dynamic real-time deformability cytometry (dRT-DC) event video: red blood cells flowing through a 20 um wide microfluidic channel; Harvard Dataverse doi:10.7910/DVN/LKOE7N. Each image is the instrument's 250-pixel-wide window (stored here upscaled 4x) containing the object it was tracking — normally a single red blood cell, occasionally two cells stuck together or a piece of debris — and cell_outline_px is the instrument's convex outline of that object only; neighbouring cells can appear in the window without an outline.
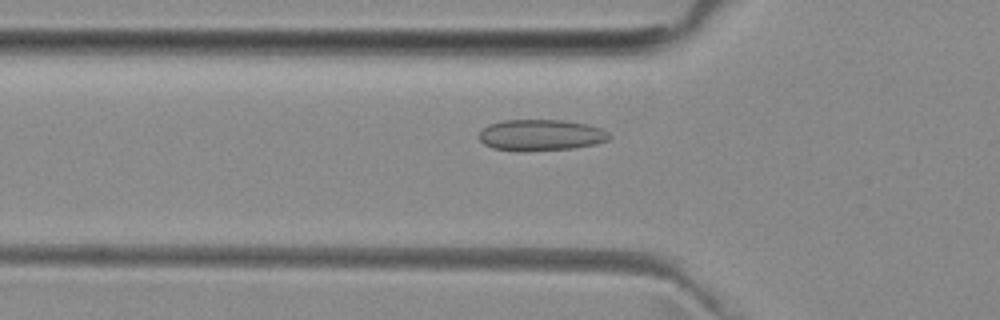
{"species": "common noctule bat (a hibernating species)", "species_latin": "Nyctalus noctula", "temperature_condition": "room temperature", "stored_images_in_passage": 31, "camera_frame_rate_fps": 3000, "um_per_image_px": 0.085, "animal": {"sex": "female", "body_mass_g": 29.2, "forearm_length_mm": 56.3}, "frame": {"image": 1, "passage_image": 17, "time_ms": 5.333, "image_size_px": [1000, 320], "cell_outline_px": [[612, 136], [608, 140], [596, 144], [572, 148], [524, 152], [520, 152], [492, 148], [484, 144], [480, 140], [480, 132], [488, 124], [500, 120], [564, 120], [588, 124], [600, 128], [608, 132]], "centroid_in_image_um": [45.97, 11.49], "position_along_channel_um": 79.8, "area_um2": 23.99}}
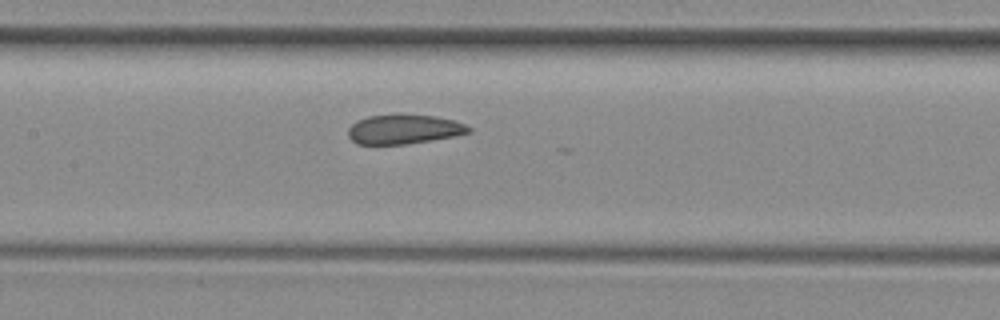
{"frame": {"image": 2, "passage_image": 24, "time_ms": 7.667, "image_size_px": [1000, 320], "cell_outline_px": [[472, 132], [456, 136], [408, 144], [356, 144], [348, 136], [348, 128], [356, 120], [368, 116], [392, 112], [400, 112], [436, 116], [456, 120], [472, 128]], "centroid_in_image_um": [34.34, 10.95], "position_along_channel_um": 173.1, "area_um2": 21.56}}
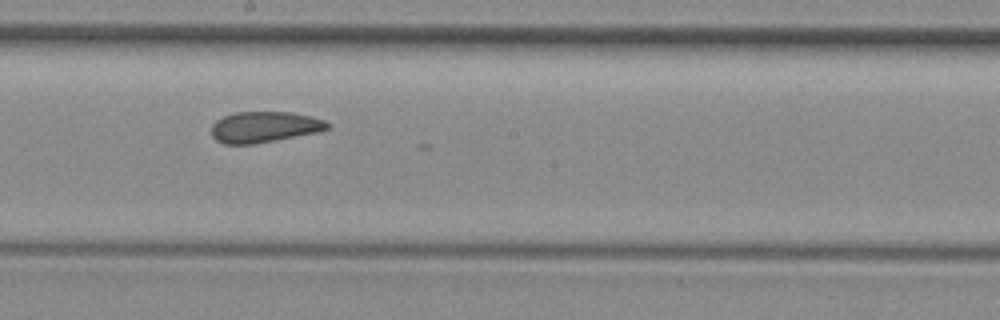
{"frame": {"image": 3, "passage_image": 28, "time_ms": 9.0, "image_size_px": [1000, 320], "cell_outline_px": [[332, 128], [316, 132], [276, 140], [252, 144], [224, 144], [216, 140], [212, 136], [212, 124], [216, 120], [224, 116], [236, 112], [292, 112], [312, 116], [324, 120], [332, 124]], "centroid_in_image_um": [22.5, 10.79], "position_along_channel_um": 225.7, "area_um2": 20.98}}